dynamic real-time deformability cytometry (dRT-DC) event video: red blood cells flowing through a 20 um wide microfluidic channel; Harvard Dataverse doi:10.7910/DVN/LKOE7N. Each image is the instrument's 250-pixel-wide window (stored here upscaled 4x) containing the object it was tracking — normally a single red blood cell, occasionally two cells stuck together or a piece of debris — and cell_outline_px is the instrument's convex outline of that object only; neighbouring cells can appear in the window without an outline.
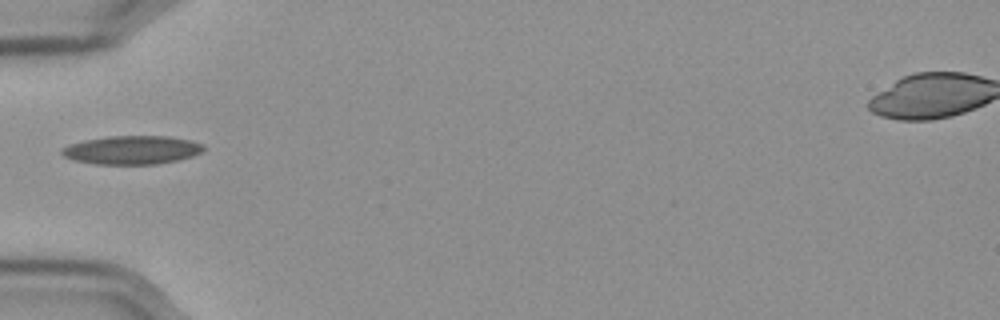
{"species": "Egyptian fruit bat (a non-hibernating species)", "species_latin": "Rousettus aegyptiacus", "temperature_condition": "cold", "stored_images_in_passage": 38, "camera_frame_rate_fps": 3000, "um_per_image_px": 0.085, "frame": {"image": 1, "passage_image": 1, "time_ms": 0.0, "image_size_px": [1000, 320], "cell_outline_px": [[204, 148], [200, 152], [192, 156], [180, 160], [160, 164], [92, 164], [72, 160], [64, 156], [60, 152], [60, 148], [84, 140], [108, 136], [168, 136], [188, 140], [204, 144]], "centroid_in_image_um": [11.19, 12.76], "position_along_channel_um": 73.8, "area_um2": 23.7}}
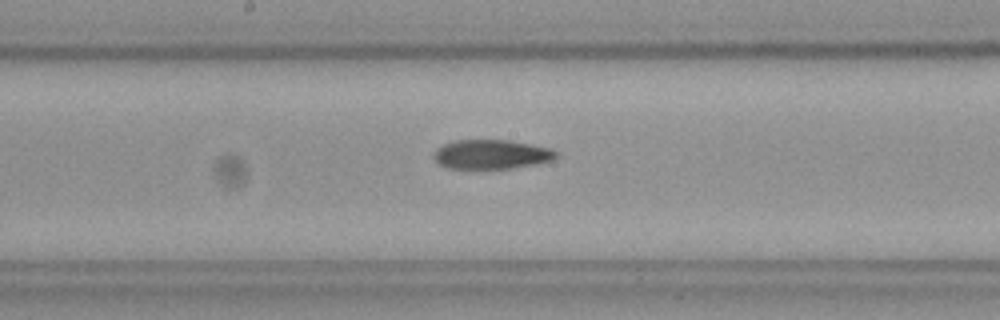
{"frame": {"image": 2, "passage_image": 12, "time_ms": 3.667, "image_size_px": [1000, 320], "cell_outline_px": [[556, 156], [552, 160], [536, 164], [508, 168], [448, 168], [440, 164], [432, 156], [436, 148], [444, 144], [456, 140], [508, 140], [552, 148], [556, 152]], "centroid_in_image_um": [41.75, 13.11], "position_along_channel_um": 206.4, "area_um2": 20.69}}
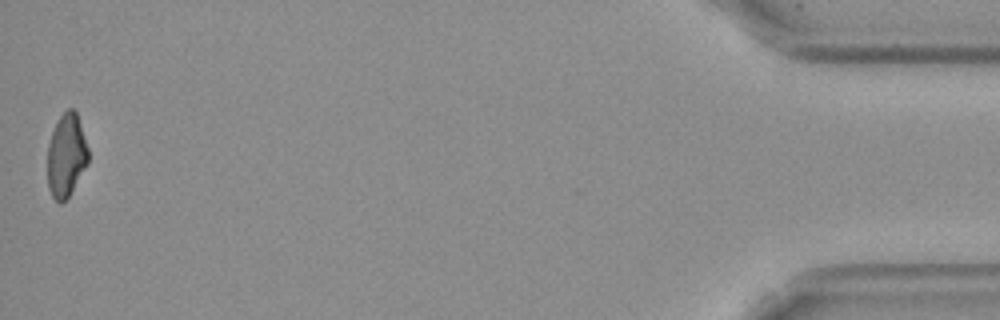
{"frame": {"image": 3, "passage_image": 38, "time_ms": 12.333, "image_size_px": [1000, 320], "cell_outline_px": [[88, 160], [68, 196], [60, 204], [52, 196], [48, 188], [48, 144], [56, 120], [68, 108], [72, 108], [76, 112], [88, 148]], "centroid_in_image_um": [5.61, 13.18], "position_along_channel_um": 429.6, "area_um2": 19.31}, "authors_computed_cell_mechanics": {"area_um2": 21.2415, "velocity_mm_per_s": 3.583, "shape_relaxation_time_tau1_ms": null, "shape_relaxation_time_tau2_ms": 5.9862, "deformation_change_tau1": null, "deformation_change_tau2": 0.1207}}